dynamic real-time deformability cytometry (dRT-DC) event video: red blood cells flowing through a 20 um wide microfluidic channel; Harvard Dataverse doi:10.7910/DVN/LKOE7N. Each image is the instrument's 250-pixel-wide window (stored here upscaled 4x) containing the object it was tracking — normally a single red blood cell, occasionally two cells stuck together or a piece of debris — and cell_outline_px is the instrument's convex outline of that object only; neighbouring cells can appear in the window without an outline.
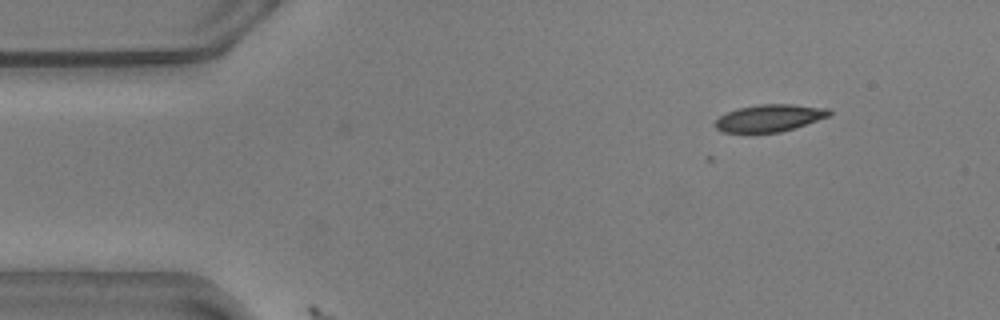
{"species": "common noctule bat (a hibernating species)", "species_latin": "Nyctalus noctula", "temperature_condition": "warm", "stored_images_in_passage": 2, "camera_frame_rate_fps": 3000, "um_per_image_px": 0.085, "animal": {"sex": "male", "body_mass_g": 20.5, "forearm_length_mm": 52.5}, "frame": {"image": 1, "passage_image": 1, "time_ms": 0.0, "image_size_px": [1000, 320], "cell_outline_px": [[832, 116], [796, 128], [780, 132], [724, 132], [716, 128], [712, 124], [720, 116], [736, 108], [760, 104], [792, 104], [828, 108], [832, 112]], "centroid_in_image_um": [65.45, 10.03], "position_along_channel_um": 19.5, "area_um2": 18.26}}